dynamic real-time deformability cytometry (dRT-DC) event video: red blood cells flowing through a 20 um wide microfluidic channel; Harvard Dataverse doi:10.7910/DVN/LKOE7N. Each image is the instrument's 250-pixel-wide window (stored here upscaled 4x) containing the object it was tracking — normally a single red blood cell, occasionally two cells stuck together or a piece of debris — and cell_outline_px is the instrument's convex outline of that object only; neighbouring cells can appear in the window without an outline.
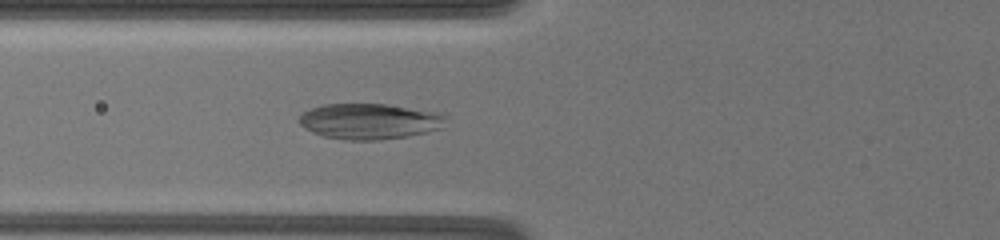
{"species": "common noctule bat (a hibernating species)", "species_latin": "Nyctalus noctula", "temperature_condition": "warm", "stored_images_in_passage": 18, "camera_frame_rate_fps": 3000, "um_per_image_px": 0.085, "animal": {"sex": "female", "body_mass_g": 19.5, "forearm_length_mm": 54.1}, "frame": {"image": 1, "passage_image": 7, "time_ms": 1.667, "image_size_px": [1000, 240], "cell_outline_px": [[444, 128], [428, 132], [408, 136], [380, 140], [344, 140], [324, 136], [312, 132], [304, 128], [296, 120], [304, 112], [312, 108], [324, 104], [384, 104], [436, 112], [444, 116]], "centroid_in_image_um": [31.38, 10.32], "position_along_channel_um": 94.4, "area_um2": 30.46}}